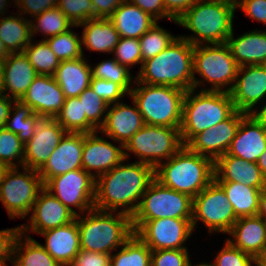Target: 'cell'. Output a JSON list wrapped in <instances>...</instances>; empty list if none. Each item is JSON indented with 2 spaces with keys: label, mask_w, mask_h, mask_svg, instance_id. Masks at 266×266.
Returning a JSON list of instances; mask_svg holds the SVG:
<instances>
[{
  "label": "cell",
  "mask_w": 266,
  "mask_h": 266,
  "mask_svg": "<svg viewBox=\"0 0 266 266\" xmlns=\"http://www.w3.org/2000/svg\"><path fill=\"white\" fill-rule=\"evenodd\" d=\"M92 78L112 81L120 85L128 94L132 90L133 83L130 71L114 58L102 60L94 68L91 66ZM132 81V82H131Z\"/></svg>",
  "instance_id": "cell-41"
},
{
  "label": "cell",
  "mask_w": 266,
  "mask_h": 266,
  "mask_svg": "<svg viewBox=\"0 0 266 266\" xmlns=\"http://www.w3.org/2000/svg\"><path fill=\"white\" fill-rule=\"evenodd\" d=\"M8 169V167L2 163H0V184L2 182L4 173L6 172V170Z\"/></svg>",
  "instance_id": "cell-64"
},
{
  "label": "cell",
  "mask_w": 266,
  "mask_h": 266,
  "mask_svg": "<svg viewBox=\"0 0 266 266\" xmlns=\"http://www.w3.org/2000/svg\"><path fill=\"white\" fill-rule=\"evenodd\" d=\"M133 105L134 107H131L121 101L112 106L109 105L104 123L98 131L117 143L125 145L145 125L143 116L134 101Z\"/></svg>",
  "instance_id": "cell-22"
},
{
  "label": "cell",
  "mask_w": 266,
  "mask_h": 266,
  "mask_svg": "<svg viewBox=\"0 0 266 266\" xmlns=\"http://www.w3.org/2000/svg\"><path fill=\"white\" fill-rule=\"evenodd\" d=\"M125 0H91L95 18H109Z\"/></svg>",
  "instance_id": "cell-55"
},
{
  "label": "cell",
  "mask_w": 266,
  "mask_h": 266,
  "mask_svg": "<svg viewBox=\"0 0 266 266\" xmlns=\"http://www.w3.org/2000/svg\"><path fill=\"white\" fill-rule=\"evenodd\" d=\"M113 53L115 54L114 59L128 70H130L129 66L142 65V54L138 38L120 37Z\"/></svg>",
  "instance_id": "cell-47"
},
{
  "label": "cell",
  "mask_w": 266,
  "mask_h": 266,
  "mask_svg": "<svg viewBox=\"0 0 266 266\" xmlns=\"http://www.w3.org/2000/svg\"><path fill=\"white\" fill-rule=\"evenodd\" d=\"M6 94L7 93H5L3 70L0 64V95H6Z\"/></svg>",
  "instance_id": "cell-62"
},
{
  "label": "cell",
  "mask_w": 266,
  "mask_h": 266,
  "mask_svg": "<svg viewBox=\"0 0 266 266\" xmlns=\"http://www.w3.org/2000/svg\"><path fill=\"white\" fill-rule=\"evenodd\" d=\"M78 98L82 103L83 114L99 130L104 123L109 104L93 92L91 87L86 88Z\"/></svg>",
  "instance_id": "cell-44"
},
{
  "label": "cell",
  "mask_w": 266,
  "mask_h": 266,
  "mask_svg": "<svg viewBox=\"0 0 266 266\" xmlns=\"http://www.w3.org/2000/svg\"><path fill=\"white\" fill-rule=\"evenodd\" d=\"M193 198L162 185L155 178L143 194L132 220L192 219Z\"/></svg>",
  "instance_id": "cell-11"
},
{
  "label": "cell",
  "mask_w": 266,
  "mask_h": 266,
  "mask_svg": "<svg viewBox=\"0 0 266 266\" xmlns=\"http://www.w3.org/2000/svg\"><path fill=\"white\" fill-rule=\"evenodd\" d=\"M188 249L152 250L151 266H190Z\"/></svg>",
  "instance_id": "cell-48"
},
{
  "label": "cell",
  "mask_w": 266,
  "mask_h": 266,
  "mask_svg": "<svg viewBox=\"0 0 266 266\" xmlns=\"http://www.w3.org/2000/svg\"><path fill=\"white\" fill-rule=\"evenodd\" d=\"M12 105L14 106L11 107L5 128L15 133L25 145L33 137L42 118L34 113L29 105L22 103L20 100H14Z\"/></svg>",
  "instance_id": "cell-35"
},
{
  "label": "cell",
  "mask_w": 266,
  "mask_h": 266,
  "mask_svg": "<svg viewBox=\"0 0 266 266\" xmlns=\"http://www.w3.org/2000/svg\"><path fill=\"white\" fill-rule=\"evenodd\" d=\"M236 3L197 0L177 20V24L195 35L179 36L190 44H221L233 32ZM205 42V43H204Z\"/></svg>",
  "instance_id": "cell-3"
},
{
  "label": "cell",
  "mask_w": 266,
  "mask_h": 266,
  "mask_svg": "<svg viewBox=\"0 0 266 266\" xmlns=\"http://www.w3.org/2000/svg\"><path fill=\"white\" fill-rule=\"evenodd\" d=\"M122 161L96 178L94 208L103 211L121 209L131 217L154 177V168L146 163Z\"/></svg>",
  "instance_id": "cell-1"
},
{
  "label": "cell",
  "mask_w": 266,
  "mask_h": 266,
  "mask_svg": "<svg viewBox=\"0 0 266 266\" xmlns=\"http://www.w3.org/2000/svg\"><path fill=\"white\" fill-rule=\"evenodd\" d=\"M24 144L18 136L7 130L5 127L0 128V163L8 168L23 167ZM17 160L16 164L14 161Z\"/></svg>",
  "instance_id": "cell-43"
},
{
  "label": "cell",
  "mask_w": 266,
  "mask_h": 266,
  "mask_svg": "<svg viewBox=\"0 0 266 266\" xmlns=\"http://www.w3.org/2000/svg\"><path fill=\"white\" fill-rule=\"evenodd\" d=\"M45 40L59 61L84 56L81 48V37H78L77 33L74 34L71 29L56 36L45 38Z\"/></svg>",
  "instance_id": "cell-42"
},
{
  "label": "cell",
  "mask_w": 266,
  "mask_h": 266,
  "mask_svg": "<svg viewBox=\"0 0 266 266\" xmlns=\"http://www.w3.org/2000/svg\"><path fill=\"white\" fill-rule=\"evenodd\" d=\"M257 165L260 168V171L262 172V174L265 176L266 178V150L264 151V153L258 158L257 160Z\"/></svg>",
  "instance_id": "cell-60"
},
{
  "label": "cell",
  "mask_w": 266,
  "mask_h": 266,
  "mask_svg": "<svg viewBox=\"0 0 266 266\" xmlns=\"http://www.w3.org/2000/svg\"><path fill=\"white\" fill-rule=\"evenodd\" d=\"M32 42L33 39L24 49V53L28 57L30 64L38 75L53 76L56 69L59 67L60 61L45 39L40 42Z\"/></svg>",
  "instance_id": "cell-39"
},
{
  "label": "cell",
  "mask_w": 266,
  "mask_h": 266,
  "mask_svg": "<svg viewBox=\"0 0 266 266\" xmlns=\"http://www.w3.org/2000/svg\"><path fill=\"white\" fill-rule=\"evenodd\" d=\"M99 131L84 134L82 169L95 178L107 173L125 160L124 145L113 143L97 136ZM96 171L95 173L93 172Z\"/></svg>",
  "instance_id": "cell-18"
},
{
  "label": "cell",
  "mask_w": 266,
  "mask_h": 266,
  "mask_svg": "<svg viewBox=\"0 0 266 266\" xmlns=\"http://www.w3.org/2000/svg\"><path fill=\"white\" fill-rule=\"evenodd\" d=\"M25 236V238H23ZM18 237L13 254L14 266H61L36 240L30 235ZM24 239V240H23Z\"/></svg>",
  "instance_id": "cell-34"
},
{
  "label": "cell",
  "mask_w": 266,
  "mask_h": 266,
  "mask_svg": "<svg viewBox=\"0 0 266 266\" xmlns=\"http://www.w3.org/2000/svg\"><path fill=\"white\" fill-rule=\"evenodd\" d=\"M0 39L9 53L24 52L32 41L31 20L23 16H7L0 19Z\"/></svg>",
  "instance_id": "cell-32"
},
{
  "label": "cell",
  "mask_w": 266,
  "mask_h": 266,
  "mask_svg": "<svg viewBox=\"0 0 266 266\" xmlns=\"http://www.w3.org/2000/svg\"><path fill=\"white\" fill-rule=\"evenodd\" d=\"M236 8H240L249 18L266 24V0H237Z\"/></svg>",
  "instance_id": "cell-53"
},
{
  "label": "cell",
  "mask_w": 266,
  "mask_h": 266,
  "mask_svg": "<svg viewBox=\"0 0 266 266\" xmlns=\"http://www.w3.org/2000/svg\"><path fill=\"white\" fill-rule=\"evenodd\" d=\"M78 26L84 27L81 35V48L112 54L119 42L120 34L109 18L89 19Z\"/></svg>",
  "instance_id": "cell-31"
},
{
  "label": "cell",
  "mask_w": 266,
  "mask_h": 266,
  "mask_svg": "<svg viewBox=\"0 0 266 266\" xmlns=\"http://www.w3.org/2000/svg\"><path fill=\"white\" fill-rule=\"evenodd\" d=\"M238 67L226 43L194 46V89L196 90L198 86L200 87L201 82L204 84L206 81L212 86L208 89H201V91L229 93L235 83ZM195 73L201 75L203 80L195 78Z\"/></svg>",
  "instance_id": "cell-8"
},
{
  "label": "cell",
  "mask_w": 266,
  "mask_h": 266,
  "mask_svg": "<svg viewBox=\"0 0 266 266\" xmlns=\"http://www.w3.org/2000/svg\"><path fill=\"white\" fill-rule=\"evenodd\" d=\"M84 133H66L38 170L43 185L51 178L72 170L82 169Z\"/></svg>",
  "instance_id": "cell-20"
},
{
  "label": "cell",
  "mask_w": 266,
  "mask_h": 266,
  "mask_svg": "<svg viewBox=\"0 0 266 266\" xmlns=\"http://www.w3.org/2000/svg\"><path fill=\"white\" fill-rule=\"evenodd\" d=\"M214 170L216 182H239L260 190L266 187V178L256 162H248L226 153L214 162Z\"/></svg>",
  "instance_id": "cell-25"
},
{
  "label": "cell",
  "mask_w": 266,
  "mask_h": 266,
  "mask_svg": "<svg viewBox=\"0 0 266 266\" xmlns=\"http://www.w3.org/2000/svg\"><path fill=\"white\" fill-rule=\"evenodd\" d=\"M33 18L37 20V23H33L35 20L31 21L32 37L37 32H41L45 37L47 36L46 38L48 36L53 37L68 31L70 27L71 29L79 27L74 25L58 7L48 9L41 14L35 15Z\"/></svg>",
  "instance_id": "cell-38"
},
{
  "label": "cell",
  "mask_w": 266,
  "mask_h": 266,
  "mask_svg": "<svg viewBox=\"0 0 266 266\" xmlns=\"http://www.w3.org/2000/svg\"><path fill=\"white\" fill-rule=\"evenodd\" d=\"M237 219L225 191L215 180L193 198L191 220L193 229L200 220L210 234L214 232L228 234Z\"/></svg>",
  "instance_id": "cell-12"
},
{
  "label": "cell",
  "mask_w": 266,
  "mask_h": 266,
  "mask_svg": "<svg viewBox=\"0 0 266 266\" xmlns=\"http://www.w3.org/2000/svg\"><path fill=\"white\" fill-rule=\"evenodd\" d=\"M260 109L259 111L254 109L249 113V115L253 117L259 124H261L264 129H266V104Z\"/></svg>",
  "instance_id": "cell-58"
},
{
  "label": "cell",
  "mask_w": 266,
  "mask_h": 266,
  "mask_svg": "<svg viewBox=\"0 0 266 266\" xmlns=\"http://www.w3.org/2000/svg\"><path fill=\"white\" fill-rule=\"evenodd\" d=\"M31 211V216H29L30 225L29 223L20 225L23 235L27 231L39 234L43 231L61 227L76 218V215L45 187L38 193Z\"/></svg>",
  "instance_id": "cell-16"
},
{
  "label": "cell",
  "mask_w": 266,
  "mask_h": 266,
  "mask_svg": "<svg viewBox=\"0 0 266 266\" xmlns=\"http://www.w3.org/2000/svg\"><path fill=\"white\" fill-rule=\"evenodd\" d=\"M90 87L99 97L109 105L120 102V99L128 94L120 85L115 82L103 79L91 78Z\"/></svg>",
  "instance_id": "cell-49"
},
{
  "label": "cell",
  "mask_w": 266,
  "mask_h": 266,
  "mask_svg": "<svg viewBox=\"0 0 266 266\" xmlns=\"http://www.w3.org/2000/svg\"><path fill=\"white\" fill-rule=\"evenodd\" d=\"M183 146L179 128L145 124L124 145L125 160L130 156L129 151L139 158L138 162L155 169L163 159L168 160Z\"/></svg>",
  "instance_id": "cell-9"
},
{
  "label": "cell",
  "mask_w": 266,
  "mask_h": 266,
  "mask_svg": "<svg viewBox=\"0 0 266 266\" xmlns=\"http://www.w3.org/2000/svg\"><path fill=\"white\" fill-rule=\"evenodd\" d=\"M11 263H12L13 266H14L13 260L11 261ZM0 266H8V265L6 264V261H4V262H1V263H0Z\"/></svg>",
  "instance_id": "cell-67"
},
{
  "label": "cell",
  "mask_w": 266,
  "mask_h": 266,
  "mask_svg": "<svg viewBox=\"0 0 266 266\" xmlns=\"http://www.w3.org/2000/svg\"><path fill=\"white\" fill-rule=\"evenodd\" d=\"M57 6L58 0H21L18 4H16V7L21 9V11H19L20 16L23 11L24 14H29L31 17Z\"/></svg>",
  "instance_id": "cell-54"
},
{
  "label": "cell",
  "mask_w": 266,
  "mask_h": 266,
  "mask_svg": "<svg viewBox=\"0 0 266 266\" xmlns=\"http://www.w3.org/2000/svg\"><path fill=\"white\" fill-rule=\"evenodd\" d=\"M257 215L266 221V187L261 190Z\"/></svg>",
  "instance_id": "cell-59"
},
{
  "label": "cell",
  "mask_w": 266,
  "mask_h": 266,
  "mask_svg": "<svg viewBox=\"0 0 266 266\" xmlns=\"http://www.w3.org/2000/svg\"><path fill=\"white\" fill-rule=\"evenodd\" d=\"M67 133H93L98 129L83 114L78 97L65 98L61 111L54 118Z\"/></svg>",
  "instance_id": "cell-36"
},
{
  "label": "cell",
  "mask_w": 266,
  "mask_h": 266,
  "mask_svg": "<svg viewBox=\"0 0 266 266\" xmlns=\"http://www.w3.org/2000/svg\"><path fill=\"white\" fill-rule=\"evenodd\" d=\"M21 0H15V5L18 4Z\"/></svg>",
  "instance_id": "cell-69"
},
{
  "label": "cell",
  "mask_w": 266,
  "mask_h": 266,
  "mask_svg": "<svg viewBox=\"0 0 266 266\" xmlns=\"http://www.w3.org/2000/svg\"><path fill=\"white\" fill-rule=\"evenodd\" d=\"M45 237V250L61 265L68 266L80 249L76 219L67 225L39 233Z\"/></svg>",
  "instance_id": "cell-27"
},
{
  "label": "cell",
  "mask_w": 266,
  "mask_h": 266,
  "mask_svg": "<svg viewBox=\"0 0 266 266\" xmlns=\"http://www.w3.org/2000/svg\"><path fill=\"white\" fill-rule=\"evenodd\" d=\"M57 7L74 25L95 18L91 0H58Z\"/></svg>",
  "instance_id": "cell-45"
},
{
  "label": "cell",
  "mask_w": 266,
  "mask_h": 266,
  "mask_svg": "<svg viewBox=\"0 0 266 266\" xmlns=\"http://www.w3.org/2000/svg\"><path fill=\"white\" fill-rule=\"evenodd\" d=\"M166 11L174 18L178 19L197 0H162Z\"/></svg>",
  "instance_id": "cell-56"
},
{
  "label": "cell",
  "mask_w": 266,
  "mask_h": 266,
  "mask_svg": "<svg viewBox=\"0 0 266 266\" xmlns=\"http://www.w3.org/2000/svg\"><path fill=\"white\" fill-rule=\"evenodd\" d=\"M86 58L60 61L53 77L60 85L65 98L78 97L91 83V66Z\"/></svg>",
  "instance_id": "cell-29"
},
{
  "label": "cell",
  "mask_w": 266,
  "mask_h": 266,
  "mask_svg": "<svg viewBox=\"0 0 266 266\" xmlns=\"http://www.w3.org/2000/svg\"><path fill=\"white\" fill-rule=\"evenodd\" d=\"M6 94L11 99L20 100L28 87L38 76L24 52L10 53L1 64Z\"/></svg>",
  "instance_id": "cell-26"
},
{
  "label": "cell",
  "mask_w": 266,
  "mask_h": 266,
  "mask_svg": "<svg viewBox=\"0 0 266 266\" xmlns=\"http://www.w3.org/2000/svg\"><path fill=\"white\" fill-rule=\"evenodd\" d=\"M193 50L194 45L177 37L158 55L142 62L134 79L144 84L173 86L185 91L193 89Z\"/></svg>",
  "instance_id": "cell-2"
},
{
  "label": "cell",
  "mask_w": 266,
  "mask_h": 266,
  "mask_svg": "<svg viewBox=\"0 0 266 266\" xmlns=\"http://www.w3.org/2000/svg\"><path fill=\"white\" fill-rule=\"evenodd\" d=\"M112 213L93 208L76 216L81 250L112 254L134 234L130 215Z\"/></svg>",
  "instance_id": "cell-5"
},
{
  "label": "cell",
  "mask_w": 266,
  "mask_h": 266,
  "mask_svg": "<svg viewBox=\"0 0 266 266\" xmlns=\"http://www.w3.org/2000/svg\"><path fill=\"white\" fill-rule=\"evenodd\" d=\"M214 176V161L191 151L186 145L154 169V177L162 185L191 198L207 187Z\"/></svg>",
  "instance_id": "cell-4"
},
{
  "label": "cell",
  "mask_w": 266,
  "mask_h": 266,
  "mask_svg": "<svg viewBox=\"0 0 266 266\" xmlns=\"http://www.w3.org/2000/svg\"><path fill=\"white\" fill-rule=\"evenodd\" d=\"M236 111L230 93L221 91L185 92L180 135L186 145L195 135L228 119Z\"/></svg>",
  "instance_id": "cell-6"
},
{
  "label": "cell",
  "mask_w": 266,
  "mask_h": 266,
  "mask_svg": "<svg viewBox=\"0 0 266 266\" xmlns=\"http://www.w3.org/2000/svg\"><path fill=\"white\" fill-rule=\"evenodd\" d=\"M246 115L236 110L228 119L195 135L186 146L215 162L229 150L240 122Z\"/></svg>",
  "instance_id": "cell-15"
},
{
  "label": "cell",
  "mask_w": 266,
  "mask_h": 266,
  "mask_svg": "<svg viewBox=\"0 0 266 266\" xmlns=\"http://www.w3.org/2000/svg\"><path fill=\"white\" fill-rule=\"evenodd\" d=\"M128 94L138 107L146 125L180 128L185 90L173 86L136 81Z\"/></svg>",
  "instance_id": "cell-7"
},
{
  "label": "cell",
  "mask_w": 266,
  "mask_h": 266,
  "mask_svg": "<svg viewBox=\"0 0 266 266\" xmlns=\"http://www.w3.org/2000/svg\"><path fill=\"white\" fill-rule=\"evenodd\" d=\"M192 219L160 218L132 220L134 233L151 249H187L184 247L194 231Z\"/></svg>",
  "instance_id": "cell-13"
},
{
  "label": "cell",
  "mask_w": 266,
  "mask_h": 266,
  "mask_svg": "<svg viewBox=\"0 0 266 266\" xmlns=\"http://www.w3.org/2000/svg\"><path fill=\"white\" fill-rule=\"evenodd\" d=\"M266 150V129L247 114L240 122L228 155L248 162H257Z\"/></svg>",
  "instance_id": "cell-24"
},
{
  "label": "cell",
  "mask_w": 266,
  "mask_h": 266,
  "mask_svg": "<svg viewBox=\"0 0 266 266\" xmlns=\"http://www.w3.org/2000/svg\"><path fill=\"white\" fill-rule=\"evenodd\" d=\"M111 254L80 250L68 266H107Z\"/></svg>",
  "instance_id": "cell-51"
},
{
  "label": "cell",
  "mask_w": 266,
  "mask_h": 266,
  "mask_svg": "<svg viewBox=\"0 0 266 266\" xmlns=\"http://www.w3.org/2000/svg\"><path fill=\"white\" fill-rule=\"evenodd\" d=\"M7 6V0H0V17L3 15V12H7L5 10Z\"/></svg>",
  "instance_id": "cell-63"
},
{
  "label": "cell",
  "mask_w": 266,
  "mask_h": 266,
  "mask_svg": "<svg viewBox=\"0 0 266 266\" xmlns=\"http://www.w3.org/2000/svg\"><path fill=\"white\" fill-rule=\"evenodd\" d=\"M190 266H212L210 263H199V264H196V265H192V264H190Z\"/></svg>",
  "instance_id": "cell-65"
},
{
  "label": "cell",
  "mask_w": 266,
  "mask_h": 266,
  "mask_svg": "<svg viewBox=\"0 0 266 266\" xmlns=\"http://www.w3.org/2000/svg\"><path fill=\"white\" fill-rule=\"evenodd\" d=\"M20 101L41 118L54 119L61 111L65 96L53 76L38 75Z\"/></svg>",
  "instance_id": "cell-21"
},
{
  "label": "cell",
  "mask_w": 266,
  "mask_h": 266,
  "mask_svg": "<svg viewBox=\"0 0 266 266\" xmlns=\"http://www.w3.org/2000/svg\"><path fill=\"white\" fill-rule=\"evenodd\" d=\"M10 53L6 50L3 41L0 39V64H2Z\"/></svg>",
  "instance_id": "cell-61"
},
{
  "label": "cell",
  "mask_w": 266,
  "mask_h": 266,
  "mask_svg": "<svg viewBox=\"0 0 266 266\" xmlns=\"http://www.w3.org/2000/svg\"><path fill=\"white\" fill-rule=\"evenodd\" d=\"M177 37L158 25L154 24L143 36L139 38L142 62L158 55L170 46Z\"/></svg>",
  "instance_id": "cell-40"
},
{
  "label": "cell",
  "mask_w": 266,
  "mask_h": 266,
  "mask_svg": "<svg viewBox=\"0 0 266 266\" xmlns=\"http://www.w3.org/2000/svg\"><path fill=\"white\" fill-rule=\"evenodd\" d=\"M228 234L234 238L227 239L234 247L252 255L264 266L266 221L263 218L258 215L238 218Z\"/></svg>",
  "instance_id": "cell-23"
},
{
  "label": "cell",
  "mask_w": 266,
  "mask_h": 266,
  "mask_svg": "<svg viewBox=\"0 0 266 266\" xmlns=\"http://www.w3.org/2000/svg\"><path fill=\"white\" fill-rule=\"evenodd\" d=\"M219 251L212 266H259V262L250 254L234 247L228 240ZM254 265V266H255Z\"/></svg>",
  "instance_id": "cell-46"
},
{
  "label": "cell",
  "mask_w": 266,
  "mask_h": 266,
  "mask_svg": "<svg viewBox=\"0 0 266 266\" xmlns=\"http://www.w3.org/2000/svg\"><path fill=\"white\" fill-rule=\"evenodd\" d=\"M95 184L94 176L83 169H76L51 178L44 187L78 216L72 207L82 214L94 208Z\"/></svg>",
  "instance_id": "cell-14"
},
{
  "label": "cell",
  "mask_w": 266,
  "mask_h": 266,
  "mask_svg": "<svg viewBox=\"0 0 266 266\" xmlns=\"http://www.w3.org/2000/svg\"><path fill=\"white\" fill-rule=\"evenodd\" d=\"M13 102L14 99L0 95V128L5 127Z\"/></svg>",
  "instance_id": "cell-57"
},
{
  "label": "cell",
  "mask_w": 266,
  "mask_h": 266,
  "mask_svg": "<svg viewBox=\"0 0 266 266\" xmlns=\"http://www.w3.org/2000/svg\"><path fill=\"white\" fill-rule=\"evenodd\" d=\"M225 191L237 218L255 216L258 211L260 189L236 182H217Z\"/></svg>",
  "instance_id": "cell-33"
},
{
  "label": "cell",
  "mask_w": 266,
  "mask_h": 266,
  "mask_svg": "<svg viewBox=\"0 0 266 266\" xmlns=\"http://www.w3.org/2000/svg\"><path fill=\"white\" fill-rule=\"evenodd\" d=\"M120 37L140 38L158 21L138 6L125 0L109 17Z\"/></svg>",
  "instance_id": "cell-30"
},
{
  "label": "cell",
  "mask_w": 266,
  "mask_h": 266,
  "mask_svg": "<svg viewBox=\"0 0 266 266\" xmlns=\"http://www.w3.org/2000/svg\"><path fill=\"white\" fill-rule=\"evenodd\" d=\"M207 1H222V2H230V3H236L237 0H207Z\"/></svg>",
  "instance_id": "cell-66"
},
{
  "label": "cell",
  "mask_w": 266,
  "mask_h": 266,
  "mask_svg": "<svg viewBox=\"0 0 266 266\" xmlns=\"http://www.w3.org/2000/svg\"><path fill=\"white\" fill-rule=\"evenodd\" d=\"M237 111L249 114L266 97V64L238 67L235 83L229 92Z\"/></svg>",
  "instance_id": "cell-17"
},
{
  "label": "cell",
  "mask_w": 266,
  "mask_h": 266,
  "mask_svg": "<svg viewBox=\"0 0 266 266\" xmlns=\"http://www.w3.org/2000/svg\"><path fill=\"white\" fill-rule=\"evenodd\" d=\"M66 133L55 119L42 118L24 146L23 167L39 170Z\"/></svg>",
  "instance_id": "cell-19"
},
{
  "label": "cell",
  "mask_w": 266,
  "mask_h": 266,
  "mask_svg": "<svg viewBox=\"0 0 266 266\" xmlns=\"http://www.w3.org/2000/svg\"><path fill=\"white\" fill-rule=\"evenodd\" d=\"M152 250L134 233L121 246V250L111 254L112 266H151Z\"/></svg>",
  "instance_id": "cell-37"
},
{
  "label": "cell",
  "mask_w": 266,
  "mask_h": 266,
  "mask_svg": "<svg viewBox=\"0 0 266 266\" xmlns=\"http://www.w3.org/2000/svg\"><path fill=\"white\" fill-rule=\"evenodd\" d=\"M130 3L138 6L144 12L150 14L153 18L159 21L161 18L170 19V21L177 23L165 9L162 0H128Z\"/></svg>",
  "instance_id": "cell-52"
},
{
  "label": "cell",
  "mask_w": 266,
  "mask_h": 266,
  "mask_svg": "<svg viewBox=\"0 0 266 266\" xmlns=\"http://www.w3.org/2000/svg\"><path fill=\"white\" fill-rule=\"evenodd\" d=\"M234 32L226 40L239 67L266 64V30H254L234 38Z\"/></svg>",
  "instance_id": "cell-28"
},
{
  "label": "cell",
  "mask_w": 266,
  "mask_h": 266,
  "mask_svg": "<svg viewBox=\"0 0 266 266\" xmlns=\"http://www.w3.org/2000/svg\"><path fill=\"white\" fill-rule=\"evenodd\" d=\"M20 235V225L11 229L0 230V263L13 260L15 243Z\"/></svg>",
  "instance_id": "cell-50"
},
{
  "label": "cell",
  "mask_w": 266,
  "mask_h": 266,
  "mask_svg": "<svg viewBox=\"0 0 266 266\" xmlns=\"http://www.w3.org/2000/svg\"><path fill=\"white\" fill-rule=\"evenodd\" d=\"M18 170V167L8 168L0 184V201L11 219H25L44 187L38 170L26 167H22V173Z\"/></svg>",
  "instance_id": "cell-10"
},
{
  "label": "cell",
  "mask_w": 266,
  "mask_h": 266,
  "mask_svg": "<svg viewBox=\"0 0 266 266\" xmlns=\"http://www.w3.org/2000/svg\"><path fill=\"white\" fill-rule=\"evenodd\" d=\"M266 264V247H265V252H264V265Z\"/></svg>",
  "instance_id": "cell-68"
}]
</instances>
